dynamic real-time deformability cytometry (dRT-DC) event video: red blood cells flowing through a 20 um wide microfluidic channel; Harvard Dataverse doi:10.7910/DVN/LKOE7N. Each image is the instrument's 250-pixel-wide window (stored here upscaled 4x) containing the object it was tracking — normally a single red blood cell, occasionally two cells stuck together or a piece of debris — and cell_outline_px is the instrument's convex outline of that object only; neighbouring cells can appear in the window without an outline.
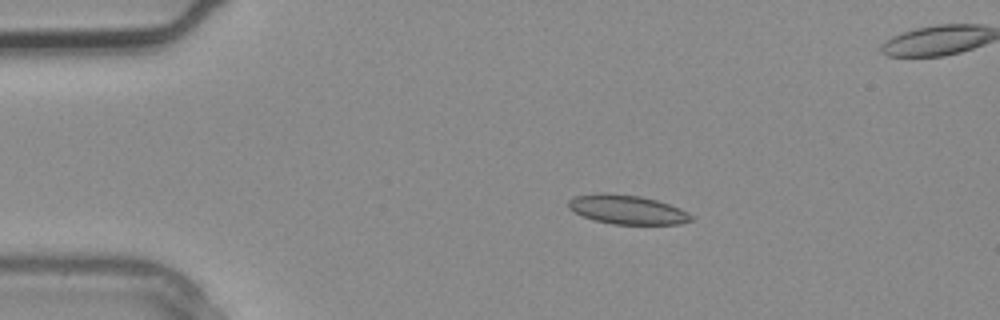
{"species": "common noctule bat (a hibernating species)", "species_latin": "Nyctalus noctula", "temperature_condition": "warm", "stored_images_in_passage": 3, "camera_frame_rate_fps": 3000, "um_per_image_px": 0.085, "animal": {"sex": "male", "body_mass_g": 20.4}, "frame": {"image": 1, "passage_image": 1, "time_ms": 0.0, "image_size_px": [1000, 320], "cell_outline_px": [[692, 220], [680, 224], [612, 224], [596, 220], [584, 216], [568, 208], [568, 200], [572, 196], [600, 192], [604, 192], [640, 196], [656, 200], [680, 208], [688, 212], [692, 216]], "centroid_in_image_um": [53.29, 17.8], "position_along_channel_um": 31.7, "area_um2": 20.81}}